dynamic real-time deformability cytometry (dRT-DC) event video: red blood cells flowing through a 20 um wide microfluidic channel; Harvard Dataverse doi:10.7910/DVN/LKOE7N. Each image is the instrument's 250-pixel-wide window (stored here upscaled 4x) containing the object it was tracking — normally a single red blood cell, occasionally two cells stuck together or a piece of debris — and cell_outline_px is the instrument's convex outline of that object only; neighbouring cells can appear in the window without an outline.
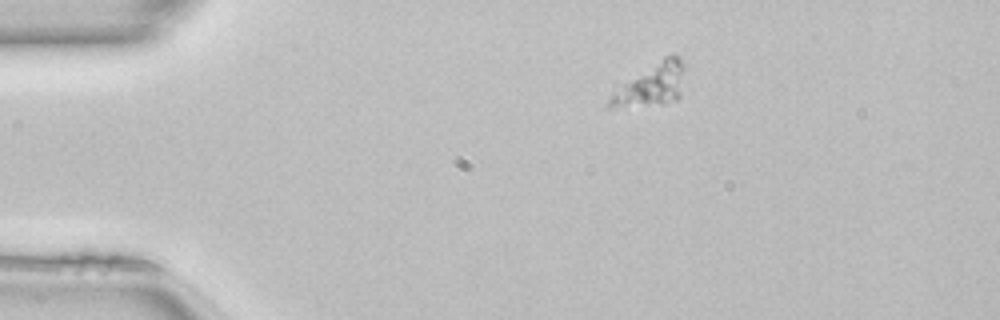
{"species": "common noctule bat (a hibernating species)", "species_latin": "Nyctalus noctula", "temperature_condition": "room temperature", "stored_images_in_passage": 42, "camera_frame_rate_fps": 3000, "um_per_image_px": 0.085, "animal": {"sex": "female", "body_mass_g": 22.7, "forearm_length_mm": 54.2}, "frame": {"image": 1, "passage_image": 1, "time_ms": 0.0, "image_size_px": [1000, 320], "cell_outline_px": [[680, 96], [676, 100], [664, 104], [612, 108], [604, 108], [612, 92], [664, 56], [680, 56]], "centroid_in_image_um": [55.26, 7.3], "position_along_channel_um": 29.7, "area_um2": 17.69}}
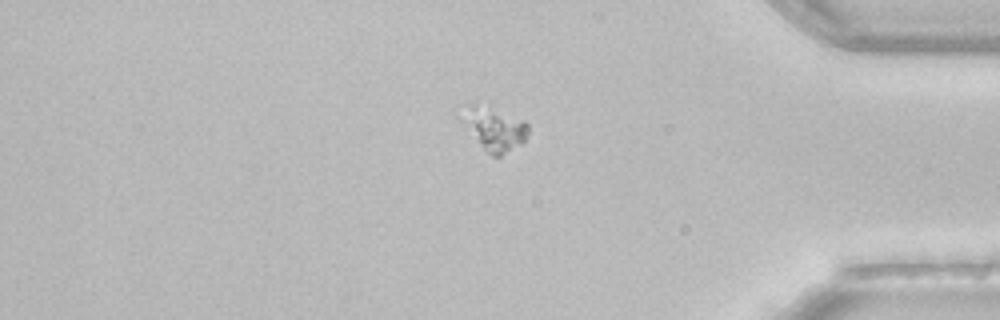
{"frame": {"image": 2, "passage_image": 34, "time_ms": 11.0, "image_size_px": [1000, 320], "cell_outline_px": [[528, 136], [520, 144], [500, 156], [492, 156], [452, 116], [468, 100], [488, 100], [524, 120], [528, 124]], "centroid_in_image_um": [41.83, 10.72], "position_along_channel_um": 393.4, "area_um2": 19.02}}
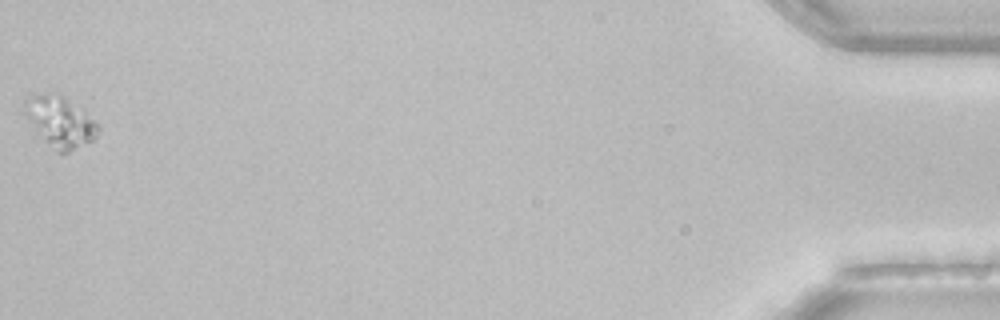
{"frame": {"image": 3, "passage_image": 42, "time_ms": 13.667, "image_size_px": [1000, 320], "cell_outline_px": [[100, 128], [96, 136], [92, 140], [68, 152], [56, 152], [28, 120], [24, 112], [24, 100], [32, 92], [44, 92], [64, 96], [84, 112]], "centroid_in_image_um": [5.05, 10.3], "position_along_channel_um": 430.1, "area_um2": 21.15}}